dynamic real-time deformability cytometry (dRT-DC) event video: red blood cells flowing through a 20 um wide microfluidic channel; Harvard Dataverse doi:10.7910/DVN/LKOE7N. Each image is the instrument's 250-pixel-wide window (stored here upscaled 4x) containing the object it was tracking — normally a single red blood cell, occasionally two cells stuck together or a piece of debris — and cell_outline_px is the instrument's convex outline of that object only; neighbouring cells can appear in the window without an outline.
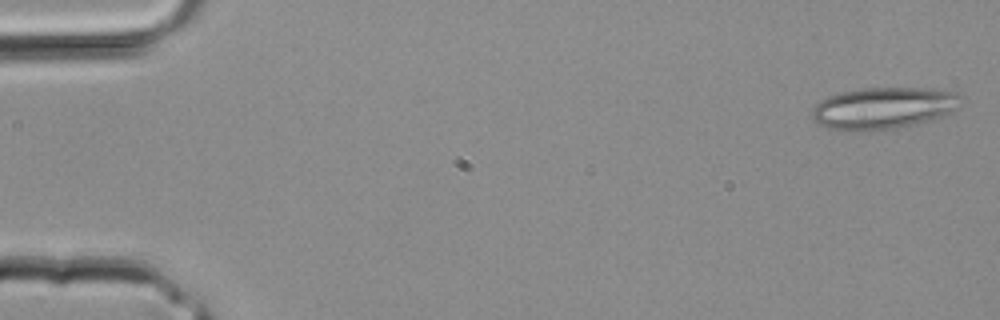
{"species": "common noctule bat (a hibernating species)", "species_latin": "Nyctalus noctula", "temperature_condition": "room temperature", "stored_images_in_passage": 4, "camera_frame_rate_fps": 3000, "um_per_image_px": 0.085, "animal": {"sex": "male", "body_mass_g": 20.4}, "frame": {"image": 1, "passage_image": 1, "time_ms": 0.0, "image_size_px": [1000, 320], "cell_outline_px": [[960, 96], [956, 108], [952, 112], [936, 120], [904, 128], [868, 132], [848, 132], [828, 128], [816, 124], [812, 120], [812, 108], [820, 100], [828, 96], [840, 92], [860, 88], [932, 88], [956, 92]], "centroid_in_image_um": [75.06, 9.23], "position_along_channel_um": 9.9, "area_um2": 37.4}}